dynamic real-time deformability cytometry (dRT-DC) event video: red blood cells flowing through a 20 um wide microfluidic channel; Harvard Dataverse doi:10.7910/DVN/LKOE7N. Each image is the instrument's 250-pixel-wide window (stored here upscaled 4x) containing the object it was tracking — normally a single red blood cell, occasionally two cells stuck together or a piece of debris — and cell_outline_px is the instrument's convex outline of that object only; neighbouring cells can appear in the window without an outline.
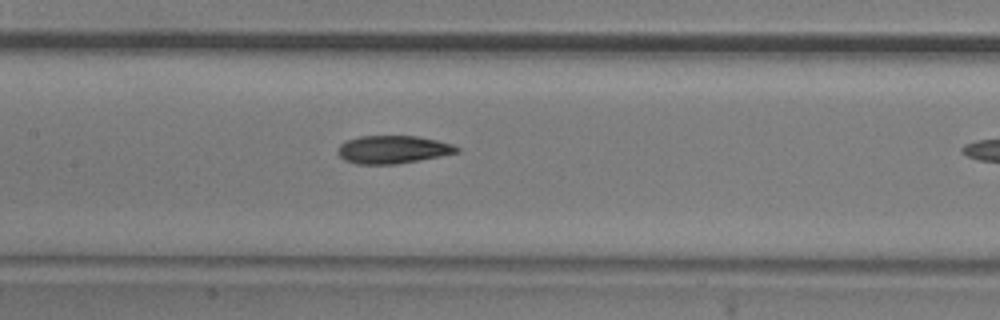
{"species": "common noctule bat (a hibernating species)", "species_latin": "Nyctalus noctula", "temperature_condition": "room temperature", "stored_images_in_passage": 7, "segment_of_instrument_passage": [2, 2], "camera_frame_rate_fps": 3000, "um_per_image_px": 0.085, "animal": {"sex": "male", "body_mass_g": 20.5, "forearm_length_mm": 52.5}, "frame": {"image": 1, "passage_image": 7, "time_ms": 2.0, "image_size_px": [1000, 320], "cell_outline_px": [[460, 152], [440, 156], [396, 164], [356, 164], [344, 160], [336, 152], [340, 144], [348, 140], [360, 136], [416, 136], [436, 140], [452, 144], [460, 148]], "centroid_in_image_um": [33.38, 12.71], "position_along_channel_um": 174.0, "area_um2": 19.31}}